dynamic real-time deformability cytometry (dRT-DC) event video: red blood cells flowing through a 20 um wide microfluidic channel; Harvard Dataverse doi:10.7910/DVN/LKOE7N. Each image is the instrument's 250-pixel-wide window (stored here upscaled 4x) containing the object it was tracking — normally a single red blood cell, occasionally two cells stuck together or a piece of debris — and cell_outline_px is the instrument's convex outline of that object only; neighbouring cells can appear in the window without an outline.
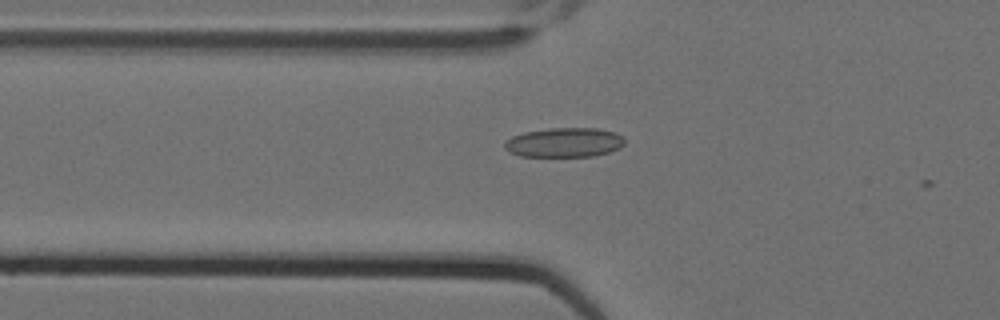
{"species": "Egyptian fruit bat (a non-hibernating species)", "species_latin": "Rousettus aegyptiacus", "temperature_condition": "cold", "stored_images_in_passage": 4, "camera_frame_rate_fps": 3000, "um_per_image_px": 0.085, "animal": {"sex": "female"}, "frame": {"image": 1, "passage_image": 3, "time_ms": 0.667, "image_size_px": [1000, 320], "cell_outline_px": [[560, 296], [420, 276], [424, 272], [464, 272], [512, 276], [540, 280], [548, 284]], "centroid_in_image_um": [42.14, 23.91], "position_along_channel_um": 83.7, "area_um2": 10.06}}